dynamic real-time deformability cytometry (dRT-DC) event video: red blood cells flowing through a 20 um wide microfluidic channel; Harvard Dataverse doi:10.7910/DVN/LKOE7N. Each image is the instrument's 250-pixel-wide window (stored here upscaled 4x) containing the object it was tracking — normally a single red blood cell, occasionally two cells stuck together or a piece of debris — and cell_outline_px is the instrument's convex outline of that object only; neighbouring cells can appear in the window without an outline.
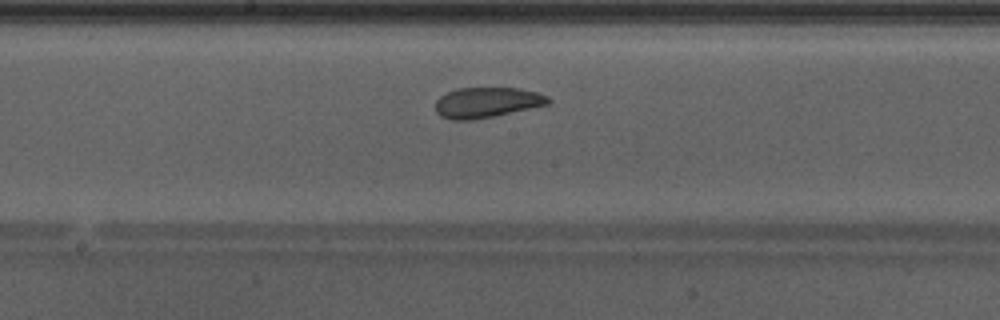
{"species": "Egyptian fruit bat (a non-hibernating species)", "species_latin": "Rousettus aegyptiacus", "temperature_condition": "warm", "stored_images_in_passage": 39, "camera_frame_rate_fps": 3000, "um_per_image_px": 0.085, "animal": {"sex": "male"}, "frame": {"image": 1, "passage_image": 17, "time_ms": 5.333, "image_size_px": [1000, 320], "cell_outline_px": [[552, 100], [548, 104], [492, 116], [472, 120], [452, 120], [440, 116], [436, 112], [436, 100], [440, 96], [456, 88], [520, 88], [536, 92], [548, 96]], "centroid_in_image_um": [41.36, 8.7], "position_along_channel_um": 206.8, "area_um2": 19.83}, "authors_computed_cell_mechanics": {"area_um2": 22.0218, "velocity_mm_per_s": 4.2612, "shape_relaxation_time_tau1_ms": 7.8786, "shape_relaxation_time_tau2_ms": 1.8284, "deformation_change_tau1": 0.1362, "deformation_change_tau2": 0.0714}}